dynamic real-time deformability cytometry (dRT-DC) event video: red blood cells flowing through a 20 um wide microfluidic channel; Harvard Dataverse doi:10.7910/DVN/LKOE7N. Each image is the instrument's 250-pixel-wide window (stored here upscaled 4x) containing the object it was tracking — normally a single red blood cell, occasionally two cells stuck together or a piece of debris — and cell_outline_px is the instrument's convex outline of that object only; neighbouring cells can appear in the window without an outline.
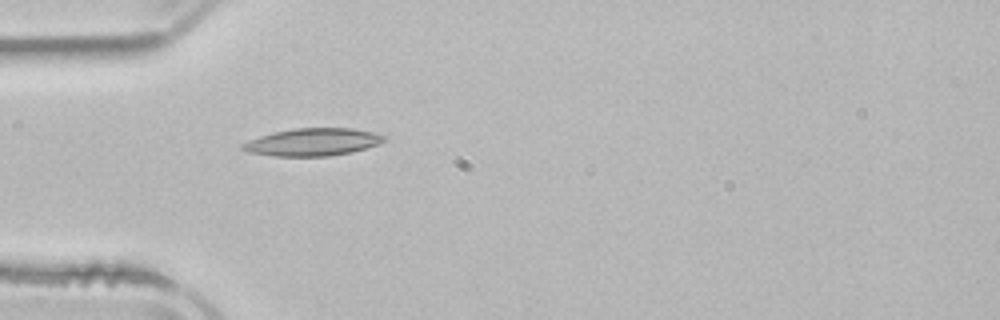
{"species": "common noctule bat (a hibernating species)", "species_latin": "Nyctalus noctula", "temperature_condition": "room temperature", "stored_images_in_passage": 4, "camera_frame_rate_fps": 3000, "um_per_image_px": 0.085, "animal": {"sex": "male", "body_mass_g": 21.5, "forearm_length_mm": 52.0}, "frame": {"image": 1, "passage_image": 4, "time_ms": 4.667, "image_size_px": [1000, 320], "cell_outline_px": [[388, 140], [352, 152], [328, 156], [276, 156], [248, 152], [240, 148], [240, 144], [248, 140], [260, 136], [292, 128], [352, 128], [372, 132], [384, 136]], "centroid_in_image_um": [26.55, 12.07], "position_along_channel_um": 58.5, "area_um2": 22.54}}